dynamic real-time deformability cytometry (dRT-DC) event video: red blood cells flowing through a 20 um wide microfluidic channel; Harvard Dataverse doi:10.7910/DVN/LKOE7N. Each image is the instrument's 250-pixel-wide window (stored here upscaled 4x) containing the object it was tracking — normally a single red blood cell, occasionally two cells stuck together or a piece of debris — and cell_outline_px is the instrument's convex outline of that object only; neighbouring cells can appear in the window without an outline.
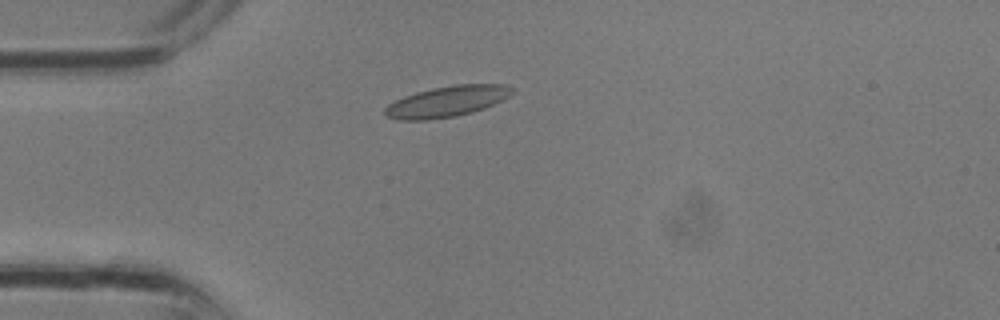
{"species": "common noctule bat (a hibernating species)", "species_latin": "Nyctalus noctula", "temperature_condition": "room temperature", "stored_images_in_passage": 26, "camera_frame_rate_fps": 3000, "um_per_image_px": 0.085, "animal": {"sex": "male", "body_mass_g": 13.3}, "frame": {"image": 1, "passage_image": 1, "time_ms": 0.0, "image_size_px": [1000, 320], "cell_outline_px": [[516, 88], [508, 96], [484, 108], [472, 112], [456, 116], [428, 120], [400, 120], [384, 116], [384, 108], [388, 104], [404, 96], [416, 92], [432, 88], [452, 84], [504, 84]], "centroid_in_image_um": [37.95, 8.62], "position_along_channel_um": 47.0, "area_um2": 22.89}}
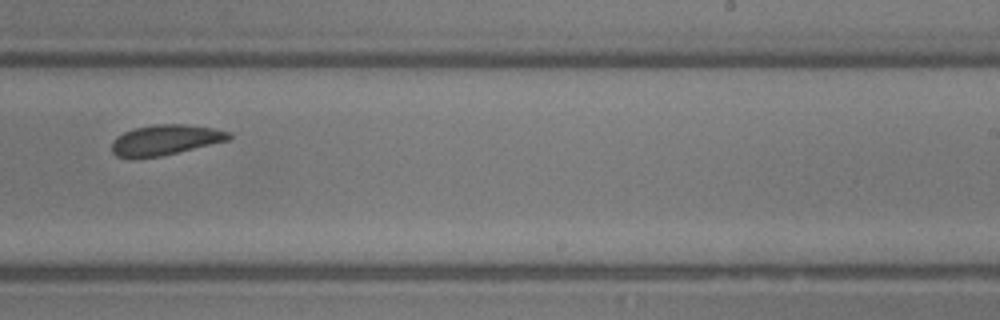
{"frame": {"image": 2, "passage_image": 13, "time_ms": 4.0, "image_size_px": [1000, 320], "cell_outline_px": [[232, 136], [228, 140], [160, 156], [132, 160], [116, 156], [112, 152], [112, 140], [116, 136], [132, 128], [156, 124], [184, 124], [212, 128], [228, 132]], "centroid_in_image_um": [13.95, 11.91], "position_along_channel_um": 275.0, "area_um2": 20.81}}
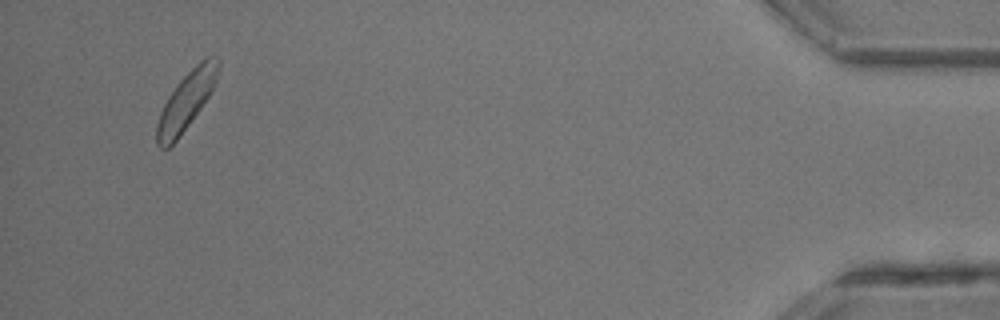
{"frame": {"image": 3, "passage_image": 24, "time_ms": 7.667, "image_size_px": [1000, 320], "cell_outline_px": [[220, 68], [216, 80], [208, 96], [200, 108], [176, 140], [168, 148], [160, 148], [156, 144], [156, 124], [160, 112], [168, 96], [176, 84], [200, 60], [208, 56], [220, 60]], "centroid_in_image_um": [15.8, 8.57], "position_along_channel_um": 419.4, "area_um2": 20.23}}